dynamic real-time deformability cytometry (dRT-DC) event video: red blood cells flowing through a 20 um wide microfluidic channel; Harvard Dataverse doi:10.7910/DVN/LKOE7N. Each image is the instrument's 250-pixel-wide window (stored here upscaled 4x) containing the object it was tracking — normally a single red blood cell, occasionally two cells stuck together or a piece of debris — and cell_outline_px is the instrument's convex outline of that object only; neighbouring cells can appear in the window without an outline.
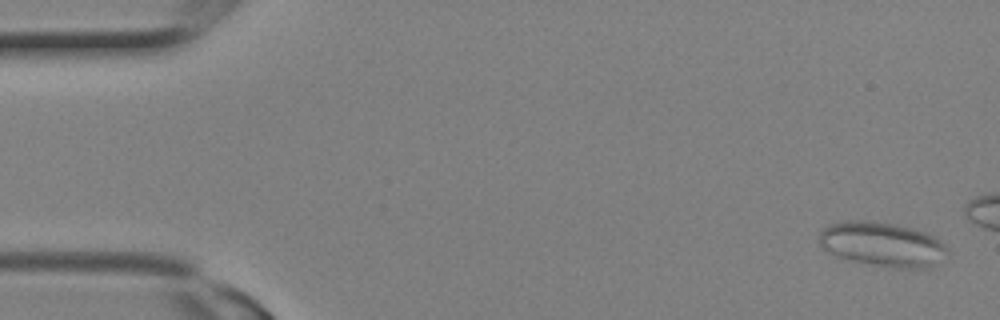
{"species": "Egyptian fruit bat (a non-hibernating species)", "species_latin": "Rousettus aegyptiacus", "temperature_condition": "room temperature", "stored_images_in_passage": 4, "segment_of_instrument_passage": [2, 2], "camera_frame_rate_fps": 3000, "um_per_image_px": 0.085, "animal": {"sex": "female"}, "frame": {"image": 1, "passage_image": 4, "time_ms": 1.0, "image_size_px": [1000, 320], "cell_outline_px": [[948, 252], [932, 264], [924, 268], [896, 268], [836, 256], [828, 252], [820, 244], [820, 232], [828, 224], [848, 220], [864, 220], [892, 224], [912, 228], [924, 232], [932, 236], [944, 244], [948, 248]], "centroid_in_image_um": [74.96, 20.74], "position_along_channel_um": 10.0, "area_um2": 32.37}}